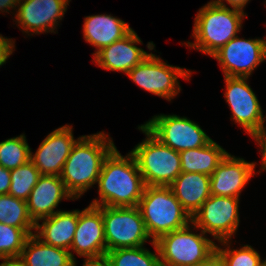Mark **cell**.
<instances>
[{
  "instance_id": "cell-1",
  "label": "cell",
  "mask_w": 266,
  "mask_h": 266,
  "mask_svg": "<svg viewBox=\"0 0 266 266\" xmlns=\"http://www.w3.org/2000/svg\"><path fill=\"white\" fill-rule=\"evenodd\" d=\"M97 183L100 200L95 198L93 206H138L146 187L134 155L122 156L116 147L105 158Z\"/></svg>"
},
{
  "instance_id": "cell-2",
  "label": "cell",
  "mask_w": 266,
  "mask_h": 266,
  "mask_svg": "<svg viewBox=\"0 0 266 266\" xmlns=\"http://www.w3.org/2000/svg\"><path fill=\"white\" fill-rule=\"evenodd\" d=\"M112 140L101 131L80 136L73 145L60 178L74 199L97 184L105 158L116 147Z\"/></svg>"
},
{
  "instance_id": "cell-3",
  "label": "cell",
  "mask_w": 266,
  "mask_h": 266,
  "mask_svg": "<svg viewBox=\"0 0 266 266\" xmlns=\"http://www.w3.org/2000/svg\"><path fill=\"white\" fill-rule=\"evenodd\" d=\"M245 13L242 10L208 2L197 12L192 36L195 42L184 43L209 56L237 36Z\"/></svg>"
},
{
  "instance_id": "cell-4",
  "label": "cell",
  "mask_w": 266,
  "mask_h": 266,
  "mask_svg": "<svg viewBox=\"0 0 266 266\" xmlns=\"http://www.w3.org/2000/svg\"><path fill=\"white\" fill-rule=\"evenodd\" d=\"M137 207L153 242L191 223L169 186H146Z\"/></svg>"
},
{
  "instance_id": "cell-5",
  "label": "cell",
  "mask_w": 266,
  "mask_h": 266,
  "mask_svg": "<svg viewBox=\"0 0 266 266\" xmlns=\"http://www.w3.org/2000/svg\"><path fill=\"white\" fill-rule=\"evenodd\" d=\"M146 138L131 151L146 186H169L182 172L180 154L162 144L143 125Z\"/></svg>"
},
{
  "instance_id": "cell-6",
  "label": "cell",
  "mask_w": 266,
  "mask_h": 266,
  "mask_svg": "<svg viewBox=\"0 0 266 266\" xmlns=\"http://www.w3.org/2000/svg\"><path fill=\"white\" fill-rule=\"evenodd\" d=\"M190 223L178 230L161 236L155 241L160 266H195L208 261L216 254L217 244L200 231H191Z\"/></svg>"
},
{
  "instance_id": "cell-7",
  "label": "cell",
  "mask_w": 266,
  "mask_h": 266,
  "mask_svg": "<svg viewBox=\"0 0 266 266\" xmlns=\"http://www.w3.org/2000/svg\"><path fill=\"white\" fill-rule=\"evenodd\" d=\"M97 207L101 210L103 217L107 251L140 247L150 239L137 206Z\"/></svg>"
},
{
  "instance_id": "cell-8",
  "label": "cell",
  "mask_w": 266,
  "mask_h": 266,
  "mask_svg": "<svg viewBox=\"0 0 266 266\" xmlns=\"http://www.w3.org/2000/svg\"><path fill=\"white\" fill-rule=\"evenodd\" d=\"M192 71L168 65L155 54L150 53L127 76L140 88L171 101L181 90L178 77L189 80Z\"/></svg>"
},
{
  "instance_id": "cell-9",
  "label": "cell",
  "mask_w": 266,
  "mask_h": 266,
  "mask_svg": "<svg viewBox=\"0 0 266 266\" xmlns=\"http://www.w3.org/2000/svg\"><path fill=\"white\" fill-rule=\"evenodd\" d=\"M238 210L239 198L210 195L191 217V224L219 242L231 240L239 227Z\"/></svg>"
},
{
  "instance_id": "cell-10",
  "label": "cell",
  "mask_w": 266,
  "mask_h": 266,
  "mask_svg": "<svg viewBox=\"0 0 266 266\" xmlns=\"http://www.w3.org/2000/svg\"><path fill=\"white\" fill-rule=\"evenodd\" d=\"M143 126L162 144L177 152L203 147L212 141L197 123L174 114L153 116Z\"/></svg>"
},
{
  "instance_id": "cell-11",
  "label": "cell",
  "mask_w": 266,
  "mask_h": 266,
  "mask_svg": "<svg viewBox=\"0 0 266 266\" xmlns=\"http://www.w3.org/2000/svg\"><path fill=\"white\" fill-rule=\"evenodd\" d=\"M211 57L218 60L224 77L249 78L266 60V39H242L237 35Z\"/></svg>"
},
{
  "instance_id": "cell-12",
  "label": "cell",
  "mask_w": 266,
  "mask_h": 266,
  "mask_svg": "<svg viewBox=\"0 0 266 266\" xmlns=\"http://www.w3.org/2000/svg\"><path fill=\"white\" fill-rule=\"evenodd\" d=\"M71 0H19L15 19L23 32L55 33ZM59 20V21H58Z\"/></svg>"
},
{
  "instance_id": "cell-13",
  "label": "cell",
  "mask_w": 266,
  "mask_h": 266,
  "mask_svg": "<svg viewBox=\"0 0 266 266\" xmlns=\"http://www.w3.org/2000/svg\"><path fill=\"white\" fill-rule=\"evenodd\" d=\"M224 97L232 112V119L250 136L257 130L264 117L259 101L248 85V78L227 77Z\"/></svg>"
},
{
  "instance_id": "cell-14",
  "label": "cell",
  "mask_w": 266,
  "mask_h": 266,
  "mask_svg": "<svg viewBox=\"0 0 266 266\" xmlns=\"http://www.w3.org/2000/svg\"><path fill=\"white\" fill-rule=\"evenodd\" d=\"M76 141L72 126L59 127L47 135L34 154L30 152V161L41 175L60 176Z\"/></svg>"
},
{
  "instance_id": "cell-15",
  "label": "cell",
  "mask_w": 266,
  "mask_h": 266,
  "mask_svg": "<svg viewBox=\"0 0 266 266\" xmlns=\"http://www.w3.org/2000/svg\"><path fill=\"white\" fill-rule=\"evenodd\" d=\"M70 250L86 259L103 257L107 253L103 217L97 206L78 210V224Z\"/></svg>"
},
{
  "instance_id": "cell-16",
  "label": "cell",
  "mask_w": 266,
  "mask_h": 266,
  "mask_svg": "<svg viewBox=\"0 0 266 266\" xmlns=\"http://www.w3.org/2000/svg\"><path fill=\"white\" fill-rule=\"evenodd\" d=\"M255 162L228 153L210 176L211 195L239 198L242 189L254 176Z\"/></svg>"
},
{
  "instance_id": "cell-17",
  "label": "cell",
  "mask_w": 266,
  "mask_h": 266,
  "mask_svg": "<svg viewBox=\"0 0 266 266\" xmlns=\"http://www.w3.org/2000/svg\"><path fill=\"white\" fill-rule=\"evenodd\" d=\"M142 41L132 29L126 36L99 50L93 57L95 64L104 70L119 71L127 75L136 65L140 64L150 53L137 44Z\"/></svg>"
},
{
  "instance_id": "cell-18",
  "label": "cell",
  "mask_w": 266,
  "mask_h": 266,
  "mask_svg": "<svg viewBox=\"0 0 266 266\" xmlns=\"http://www.w3.org/2000/svg\"><path fill=\"white\" fill-rule=\"evenodd\" d=\"M63 199L75 200L67 191L60 176L41 175L26 200L28 213L33 222L39 223L41 219L61 211H55V208Z\"/></svg>"
},
{
  "instance_id": "cell-19",
  "label": "cell",
  "mask_w": 266,
  "mask_h": 266,
  "mask_svg": "<svg viewBox=\"0 0 266 266\" xmlns=\"http://www.w3.org/2000/svg\"><path fill=\"white\" fill-rule=\"evenodd\" d=\"M36 223L34 235L43 243L70 250L78 224V210L59 211Z\"/></svg>"
},
{
  "instance_id": "cell-20",
  "label": "cell",
  "mask_w": 266,
  "mask_h": 266,
  "mask_svg": "<svg viewBox=\"0 0 266 266\" xmlns=\"http://www.w3.org/2000/svg\"><path fill=\"white\" fill-rule=\"evenodd\" d=\"M132 28L123 20L105 14L91 15L84 18L83 37L97 51L111 45L126 36Z\"/></svg>"
},
{
  "instance_id": "cell-21",
  "label": "cell",
  "mask_w": 266,
  "mask_h": 266,
  "mask_svg": "<svg viewBox=\"0 0 266 266\" xmlns=\"http://www.w3.org/2000/svg\"><path fill=\"white\" fill-rule=\"evenodd\" d=\"M169 187L190 217L211 195L210 176L201 173L181 172Z\"/></svg>"
},
{
  "instance_id": "cell-22",
  "label": "cell",
  "mask_w": 266,
  "mask_h": 266,
  "mask_svg": "<svg viewBox=\"0 0 266 266\" xmlns=\"http://www.w3.org/2000/svg\"><path fill=\"white\" fill-rule=\"evenodd\" d=\"M20 259L24 266H75L76 261L71 251L47 245L34 234L27 238Z\"/></svg>"
},
{
  "instance_id": "cell-23",
  "label": "cell",
  "mask_w": 266,
  "mask_h": 266,
  "mask_svg": "<svg viewBox=\"0 0 266 266\" xmlns=\"http://www.w3.org/2000/svg\"><path fill=\"white\" fill-rule=\"evenodd\" d=\"M179 154L182 172L211 176L228 152L212 140L206 146L183 150Z\"/></svg>"
},
{
  "instance_id": "cell-24",
  "label": "cell",
  "mask_w": 266,
  "mask_h": 266,
  "mask_svg": "<svg viewBox=\"0 0 266 266\" xmlns=\"http://www.w3.org/2000/svg\"><path fill=\"white\" fill-rule=\"evenodd\" d=\"M155 254L144 246L135 248H118L105 254L110 266H160L159 251L155 242L151 241ZM157 253V254H156Z\"/></svg>"
},
{
  "instance_id": "cell-25",
  "label": "cell",
  "mask_w": 266,
  "mask_h": 266,
  "mask_svg": "<svg viewBox=\"0 0 266 266\" xmlns=\"http://www.w3.org/2000/svg\"><path fill=\"white\" fill-rule=\"evenodd\" d=\"M0 223L20 229H35L36 225L28 213L27 202L10 194L0 195Z\"/></svg>"
},
{
  "instance_id": "cell-26",
  "label": "cell",
  "mask_w": 266,
  "mask_h": 266,
  "mask_svg": "<svg viewBox=\"0 0 266 266\" xmlns=\"http://www.w3.org/2000/svg\"><path fill=\"white\" fill-rule=\"evenodd\" d=\"M31 148L25 134L0 142V165L13 170L30 160Z\"/></svg>"
},
{
  "instance_id": "cell-27",
  "label": "cell",
  "mask_w": 266,
  "mask_h": 266,
  "mask_svg": "<svg viewBox=\"0 0 266 266\" xmlns=\"http://www.w3.org/2000/svg\"><path fill=\"white\" fill-rule=\"evenodd\" d=\"M227 246L222 249L216 246V254L223 266H264L266 260H262L260 254L250 245H244L240 249H230V240L220 242Z\"/></svg>"
},
{
  "instance_id": "cell-28",
  "label": "cell",
  "mask_w": 266,
  "mask_h": 266,
  "mask_svg": "<svg viewBox=\"0 0 266 266\" xmlns=\"http://www.w3.org/2000/svg\"><path fill=\"white\" fill-rule=\"evenodd\" d=\"M40 176L39 170L30 160L11 170V185L8 194L26 201Z\"/></svg>"
},
{
  "instance_id": "cell-29",
  "label": "cell",
  "mask_w": 266,
  "mask_h": 266,
  "mask_svg": "<svg viewBox=\"0 0 266 266\" xmlns=\"http://www.w3.org/2000/svg\"><path fill=\"white\" fill-rule=\"evenodd\" d=\"M35 229H20L0 223V259L20 258L27 238Z\"/></svg>"
},
{
  "instance_id": "cell-30",
  "label": "cell",
  "mask_w": 266,
  "mask_h": 266,
  "mask_svg": "<svg viewBox=\"0 0 266 266\" xmlns=\"http://www.w3.org/2000/svg\"><path fill=\"white\" fill-rule=\"evenodd\" d=\"M266 118L263 117L262 122L258 126L257 130L251 135V137L259 144L262 153V161L260 170H266V128L264 122Z\"/></svg>"
},
{
  "instance_id": "cell-31",
  "label": "cell",
  "mask_w": 266,
  "mask_h": 266,
  "mask_svg": "<svg viewBox=\"0 0 266 266\" xmlns=\"http://www.w3.org/2000/svg\"><path fill=\"white\" fill-rule=\"evenodd\" d=\"M13 39L5 38L0 34V66L6 63L8 57L12 55L15 47Z\"/></svg>"
},
{
  "instance_id": "cell-32",
  "label": "cell",
  "mask_w": 266,
  "mask_h": 266,
  "mask_svg": "<svg viewBox=\"0 0 266 266\" xmlns=\"http://www.w3.org/2000/svg\"><path fill=\"white\" fill-rule=\"evenodd\" d=\"M11 185V170L0 165V195L8 194Z\"/></svg>"
},
{
  "instance_id": "cell-33",
  "label": "cell",
  "mask_w": 266,
  "mask_h": 266,
  "mask_svg": "<svg viewBox=\"0 0 266 266\" xmlns=\"http://www.w3.org/2000/svg\"><path fill=\"white\" fill-rule=\"evenodd\" d=\"M223 1L228 3L232 8H236V9L244 11L243 8H245L246 4L250 0H212L210 2L226 7Z\"/></svg>"
},
{
  "instance_id": "cell-34",
  "label": "cell",
  "mask_w": 266,
  "mask_h": 266,
  "mask_svg": "<svg viewBox=\"0 0 266 266\" xmlns=\"http://www.w3.org/2000/svg\"><path fill=\"white\" fill-rule=\"evenodd\" d=\"M75 261V266H76ZM83 266H110V263L106 256L99 257V258H89L84 260Z\"/></svg>"
},
{
  "instance_id": "cell-35",
  "label": "cell",
  "mask_w": 266,
  "mask_h": 266,
  "mask_svg": "<svg viewBox=\"0 0 266 266\" xmlns=\"http://www.w3.org/2000/svg\"><path fill=\"white\" fill-rule=\"evenodd\" d=\"M19 0H0V11L8 12L9 9H16L18 7Z\"/></svg>"
},
{
  "instance_id": "cell-36",
  "label": "cell",
  "mask_w": 266,
  "mask_h": 266,
  "mask_svg": "<svg viewBox=\"0 0 266 266\" xmlns=\"http://www.w3.org/2000/svg\"><path fill=\"white\" fill-rule=\"evenodd\" d=\"M0 266H24L20 258H4Z\"/></svg>"
},
{
  "instance_id": "cell-37",
  "label": "cell",
  "mask_w": 266,
  "mask_h": 266,
  "mask_svg": "<svg viewBox=\"0 0 266 266\" xmlns=\"http://www.w3.org/2000/svg\"><path fill=\"white\" fill-rule=\"evenodd\" d=\"M195 266H223V265H222L220 258L217 256V254H215L205 263L195 265Z\"/></svg>"
}]
</instances>
